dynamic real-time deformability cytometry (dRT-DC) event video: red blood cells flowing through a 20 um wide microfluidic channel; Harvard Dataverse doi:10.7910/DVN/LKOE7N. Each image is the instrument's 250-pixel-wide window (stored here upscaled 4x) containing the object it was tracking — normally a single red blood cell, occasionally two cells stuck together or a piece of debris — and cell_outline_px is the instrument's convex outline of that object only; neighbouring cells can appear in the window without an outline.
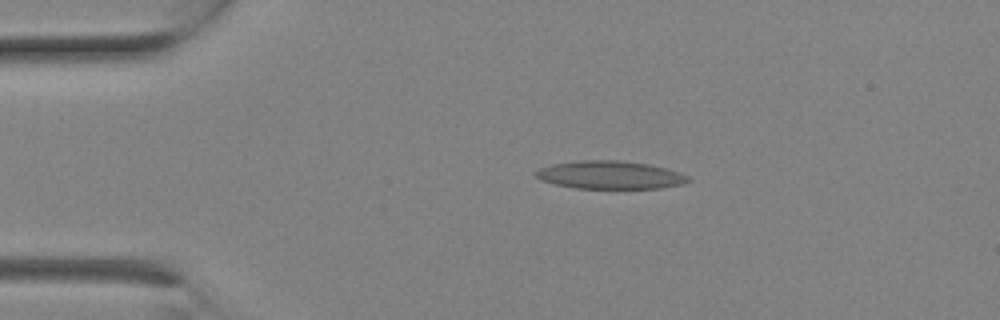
{"species": "Egyptian fruit bat (a non-hibernating species)", "species_latin": "Rousettus aegyptiacus", "temperature_condition": "room temperature", "stored_images_in_passage": 2, "camera_frame_rate_fps": 3000, "um_per_image_px": 0.085, "animal": {"sex": "female"}, "frame": {"image": 1, "passage_image": 2, "time_ms": 0.333, "image_size_px": [1000, 320], "cell_outline_px": [[692, 180], [684, 184], [660, 188], [576, 188], [556, 184], [540, 180], [532, 172], [540, 168], [552, 164], [580, 160], [616, 160], [648, 164], [668, 168], [680, 172], [688, 176]], "centroid_in_image_um": [51.87, 14.87], "position_along_channel_um": 33.1, "area_um2": 24.97}}